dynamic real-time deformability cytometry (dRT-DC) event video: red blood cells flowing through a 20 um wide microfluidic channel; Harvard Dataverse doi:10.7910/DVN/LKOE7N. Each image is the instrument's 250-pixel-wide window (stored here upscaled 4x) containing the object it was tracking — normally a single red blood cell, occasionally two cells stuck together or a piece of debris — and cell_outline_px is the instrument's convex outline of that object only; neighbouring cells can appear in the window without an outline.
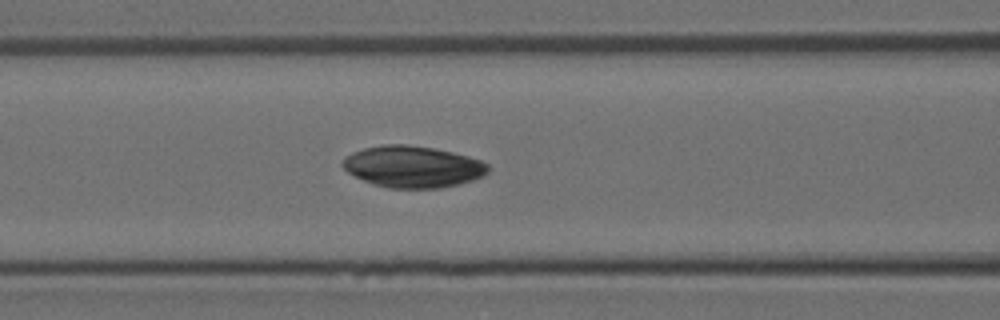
{"species": "Egyptian fruit bat (a non-hibernating species)", "species_latin": "Rousettus aegyptiacus", "temperature_condition": "room temperature", "stored_images_in_passage": 34, "camera_frame_rate_fps": 3000, "um_per_image_px": 0.085, "animal": {"sex": "female"}, "frame": {"image": 1, "passage_image": 7, "time_ms": 2.0, "image_size_px": [1000, 320], "cell_outline_px": [[488, 172], [484, 176], [472, 180], [440, 188], [388, 188], [372, 184], [348, 172], [340, 164], [352, 152], [364, 148], [384, 144], [408, 144], [432, 148], [452, 152], [468, 156], [480, 160], [488, 164]], "centroid_in_image_um": [35.08, 14.16], "position_along_channel_um": 131.5, "area_um2": 35.08}}
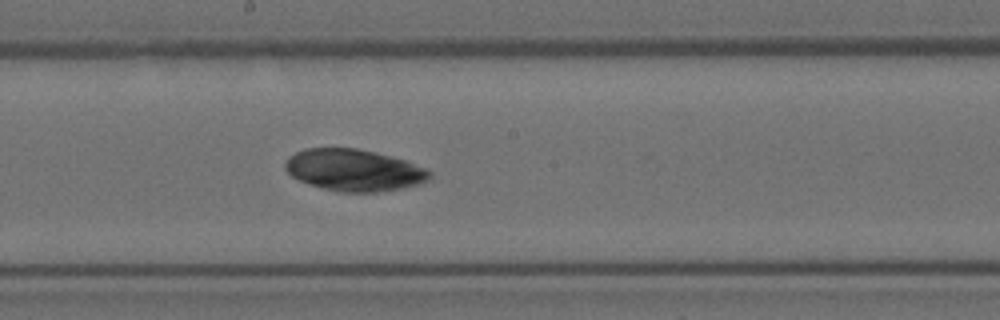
{"frame": {"image": 2, "passage_image": 13, "time_ms": 4.0, "image_size_px": [1000, 320], "cell_outline_px": [[432, 176], [428, 180], [420, 184], [400, 188], [376, 192], [340, 192], [308, 184], [292, 176], [284, 168], [284, 164], [288, 156], [304, 148], [356, 148], [376, 152], [404, 160], [428, 168], [432, 172]], "centroid_in_image_um": [30.09, 14.45], "position_along_channel_um": 218.1, "area_um2": 35.26}}
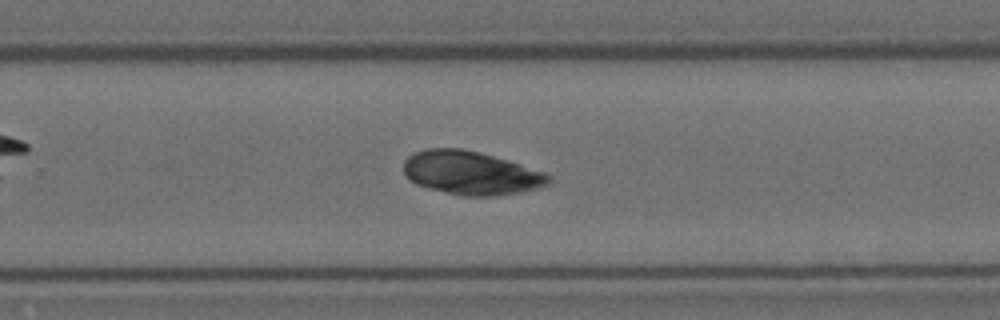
{"frame": {"image": 3, "passage_image": 18, "time_ms": 5.667, "image_size_px": [1000, 320], "cell_outline_px": [[552, 180], [548, 184], [540, 188], [520, 192], [496, 196], [460, 196], [416, 184], [404, 172], [404, 160], [408, 156], [416, 152], [428, 148], [460, 148], [480, 152], [520, 164], [544, 172], [552, 176]], "centroid_in_image_um": [40.07, 14.7], "position_along_channel_um": 289.7, "area_um2": 36.7}}